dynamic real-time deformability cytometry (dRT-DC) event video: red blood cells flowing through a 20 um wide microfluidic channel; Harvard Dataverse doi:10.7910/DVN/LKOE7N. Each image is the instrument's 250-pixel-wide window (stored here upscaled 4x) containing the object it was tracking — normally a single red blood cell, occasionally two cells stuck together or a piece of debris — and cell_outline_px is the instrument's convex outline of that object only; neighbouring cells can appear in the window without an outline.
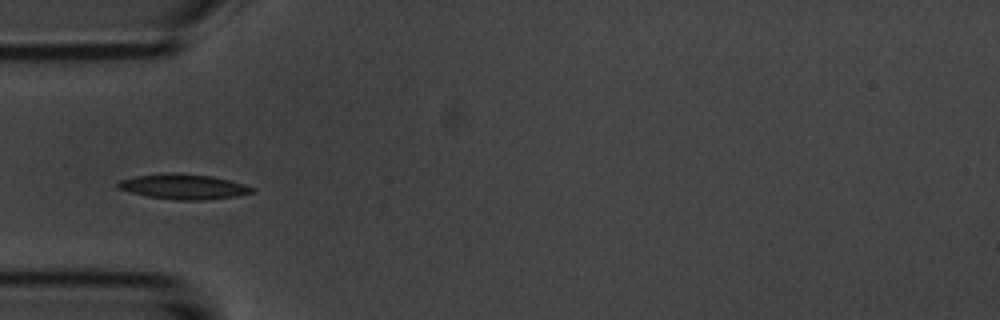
{"species": "common noctule bat (a hibernating species)", "species_latin": "Nyctalus noctula", "temperature_condition": "room temperature", "stored_images_in_passage": 9, "camera_frame_rate_fps": 3000, "um_per_image_px": 0.085, "animal": {"sex": "male", "body_mass_g": 20.1, "forearm_length_mm": 53.5}, "frame": {"image": 1, "passage_image": 4, "time_ms": 3.667, "image_size_px": [1000, 320], "cell_outline_px": [[256, 192], [236, 196], [204, 200], [176, 200], [148, 196], [116, 188], [116, 184], [120, 180], [136, 176], [212, 176], [244, 184], [256, 188]], "centroid_in_image_um": [15.68, 15.92], "position_along_channel_um": 69.3, "area_um2": 18.5}}
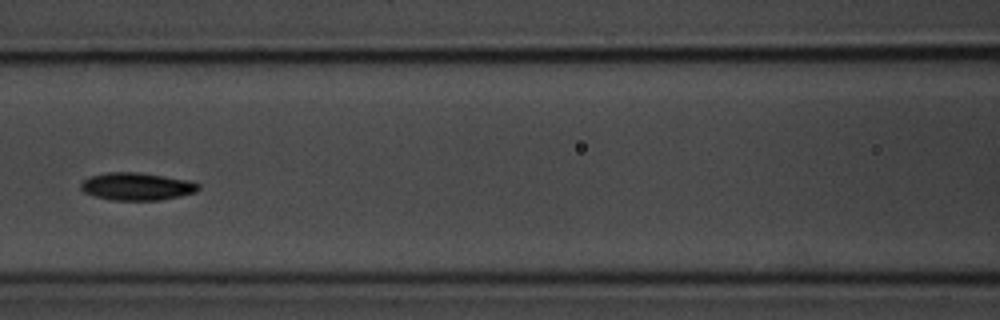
{"frame": {"image": 2, "passage_image": 6, "time_ms": 6.0, "image_size_px": [1000, 320], "cell_outline_px": [[200, 188], [196, 192], [180, 196], [160, 200], [108, 200], [84, 192], [80, 188], [80, 184], [88, 176], [108, 172], [140, 172], [188, 180], [200, 184]], "centroid_in_image_um": [11.62, 15.84], "position_along_channel_um": 155.0, "area_um2": 19.02}}
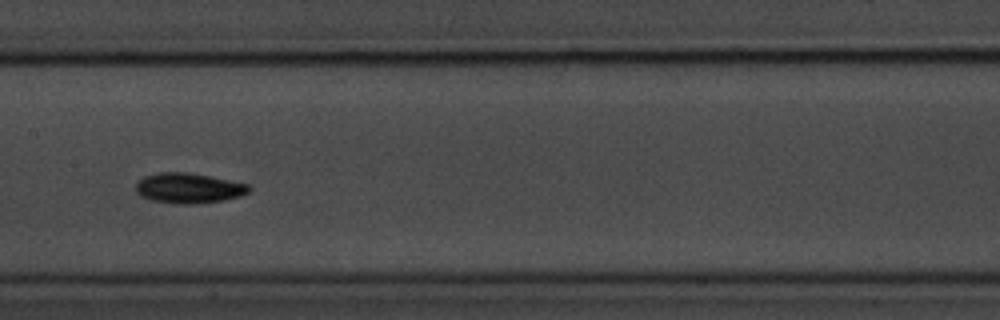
{"frame": {"image": 3, "passage_image": 7, "time_ms": 7.0, "image_size_px": [1000, 320], "cell_outline_px": [[252, 188], [248, 192], [240, 196], [224, 200], [188, 204], [184, 204], [152, 200], [140, 196], [136, 192], [136, 184], [144, 176], [160, 172], [188, 172], [248, 184]], "centroid_in_image_um": [16.02, 15.98], "position_along_channel_um": 191.4, "area_um2": 19.65}}